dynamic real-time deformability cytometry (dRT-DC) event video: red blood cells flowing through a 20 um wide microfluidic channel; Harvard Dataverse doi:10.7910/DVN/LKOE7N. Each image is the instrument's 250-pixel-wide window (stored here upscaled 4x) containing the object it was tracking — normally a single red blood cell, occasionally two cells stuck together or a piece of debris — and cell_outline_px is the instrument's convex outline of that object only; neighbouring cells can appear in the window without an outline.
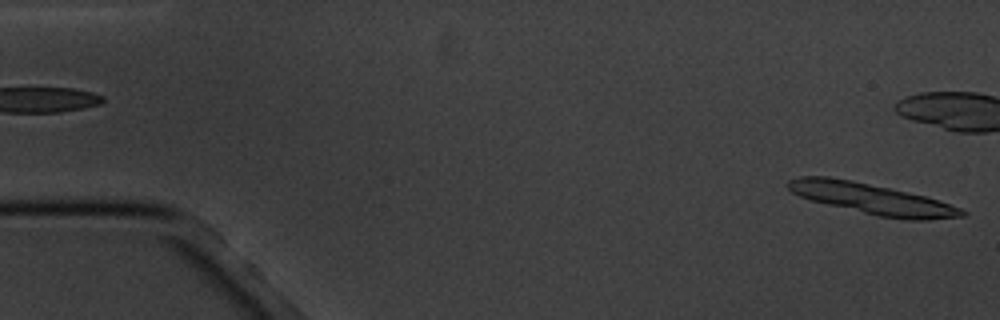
{"species": "common noctule bat (a hibernating species)", "species_latin": "Nyctalus noctula", "temperature_condition": "cold", "stored_images_in_passage": 5, "segment_of_instrument_passage": [2, 2], "camera_frame_rate_fps": 3000, "um_per_image_px": 0.085, "animal": {"sex": "male", "body_mass_g": 20.1, "forearm_length_mm": 53.5}, "frame": {"image": 1, "passage_image": 5, "time_ms": 5.333, "image_size_px": [1000, 320], "cell_outline_px": [[968, 212], [964, 216], [928, 220], [908, 220], [880, 216], [828, 204], [812, 200], [800, 196], [792, 192], [784, 184], [788, 180], [800, 176], [828, 176], [852, 180], [924, 196], [960, 208]], "centroid_in_image_um": [74.08, 16.89], "position_along_channel_um": 10.9, "area_um2": 30.63}}